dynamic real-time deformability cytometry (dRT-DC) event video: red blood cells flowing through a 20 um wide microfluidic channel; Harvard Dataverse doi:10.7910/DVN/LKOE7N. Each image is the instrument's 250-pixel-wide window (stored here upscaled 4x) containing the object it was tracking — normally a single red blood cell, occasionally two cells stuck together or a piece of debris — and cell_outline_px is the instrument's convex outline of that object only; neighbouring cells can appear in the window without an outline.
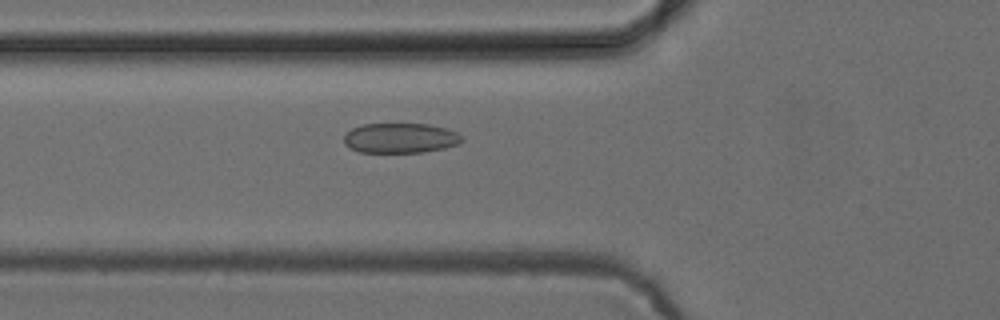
{"species": "common noctule bat (a hibernating species)", "species_latin": "Nyctalus noctula", "temperature_condition": "cold", "stored_images_in_passage": 35, "camera_frame_rate_fps": 3000, "um_per_image_px": 0.085, "animal": {"sex": "female", "body_mass_g": 24.6, "forearm_length_mm": 56.2}, "frame": {"image": 1, "passage_image": 2, "time_ms": 0.333, "image_size_px": [1000, 320], "cell_outline_px": [[464, 140], [460, 144], [444, 148], [424, 152], [360, 152], [348, 148], [344, 144], [344, 136], [352, 128], [364, 124], [428, 124], [448, 128], [464, 136]], "centroid_in_image_um": [34.07, 11.74], "position_along_channel_um": 91.7, "area_um2": 20.81}}
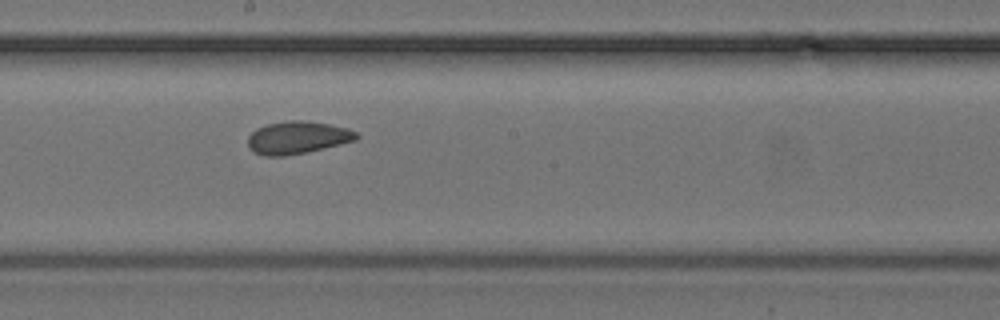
{"frame": {"image": 2, "passage_image": 12, "time_ms": 3.667, "image_size_px": [1000, 320], "cell_outline_px": [[360, 136], [356, 140], [308, 152], [284, 156], [264, 156], [252, 152], [248, 148], [248, 136], [256, 128], [268, 124], [288, 120], [300, 120], [328, 124], [348, 128], [356, 132]], "centroid_in_image_um": [25.26, 11.7], "position_along_channel_um": 222.9, "area_um2": 20.69}}
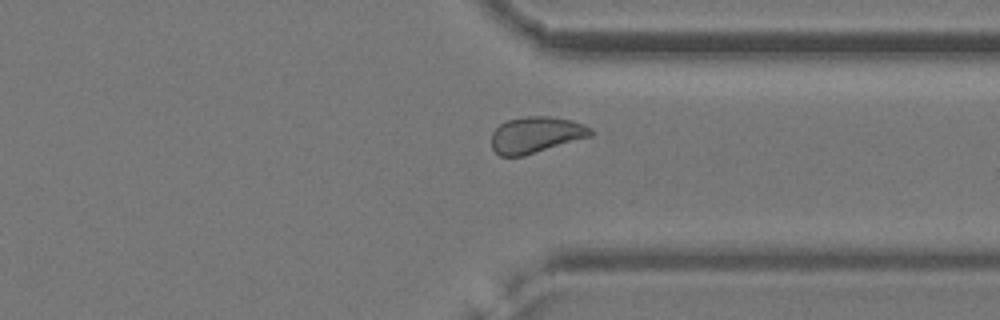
{"frame": {"image": 3, "passage_image": 23, "time_ms": 7.333, "image_size_px": [1000, 320], "cell_outline_px": [[596, 132], [592, 136], [524, 156], [500, 156], [492, 148], [492, 132], [500, 124], [508, 120], [524, 116], [548, 116], [572, 120], [584, 124], [592, 128]], "centroid_in_image_um": [45.59, 11.45], "position_along_channel_um": 365.8, "area_um2": 21.15}}